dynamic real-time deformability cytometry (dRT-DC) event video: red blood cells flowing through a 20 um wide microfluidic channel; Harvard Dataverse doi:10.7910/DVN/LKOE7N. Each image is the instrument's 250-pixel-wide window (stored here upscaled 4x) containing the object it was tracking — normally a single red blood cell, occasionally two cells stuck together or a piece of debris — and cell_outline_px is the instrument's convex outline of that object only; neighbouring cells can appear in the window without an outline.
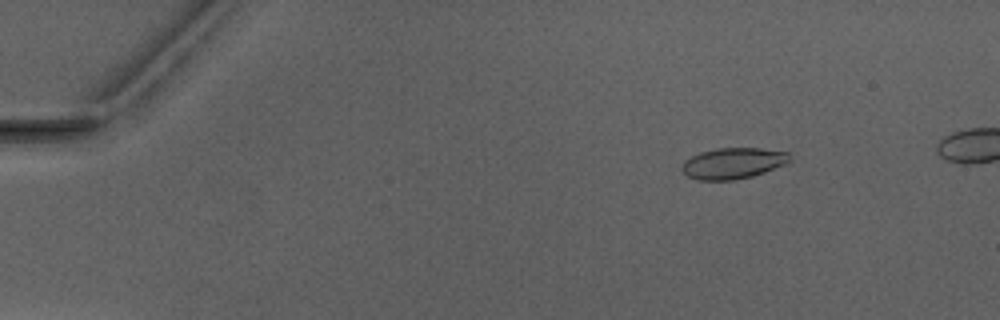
{"species": "Egyptian fruit bat (a non-hibernating species)", "species_latin": "Rousettus aegyptiacus", "temperature_condition": "warm", "stored_images_in_passage": 5, "camera_frame_rate_fps": 3000, "um_per_image_px": 0.085, "animal": {"sex": "male"}, "frame": {"image": 1, "passage_image": 2, "time_ms": 1.333, "image_size_px": [1000, 320], "cell_outline_px": [[788, 160], [784, 164], [764, 172], [752, 176], [736, 180], [696, 180], [688, 176], [680, 168], [684, 160], [700, 152], [716, 148], [760, 148], [788, 152]], "centroid_in_image_um": [62.25, 13.88], "position_along_channel_um": 22.8, "area_um2": 19.36}}